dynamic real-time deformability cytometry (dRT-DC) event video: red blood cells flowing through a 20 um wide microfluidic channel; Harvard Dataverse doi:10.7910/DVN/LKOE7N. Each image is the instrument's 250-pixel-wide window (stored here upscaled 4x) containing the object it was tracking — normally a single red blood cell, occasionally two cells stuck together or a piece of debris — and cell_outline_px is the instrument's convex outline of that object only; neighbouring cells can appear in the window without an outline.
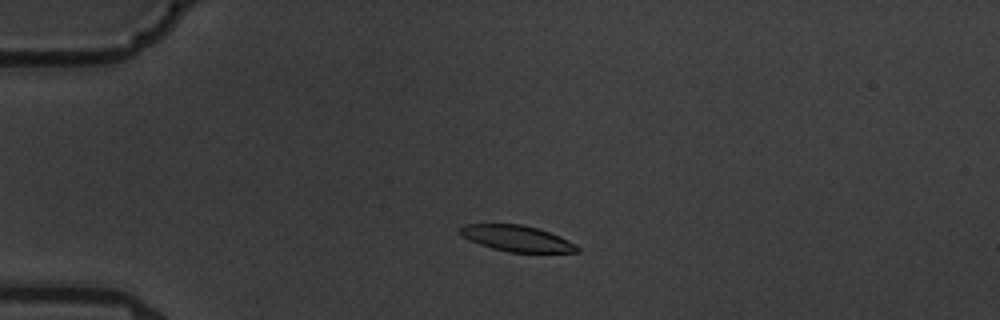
{"species": "common noctule bat (a hibernating species)", "species_latin": "Nyctalus noctula", "temperature_condition": "warm", "stored_images_in_passage": 4, "camera_frame_rate_fps": 3000, "um_per_image_px": 0.085, "animal": {"sex": "male", "body_mass_g": 19.5, "forearm_length_mm": 54.6}, "frame": {"image": 1, "passage_image": 3, "time_ms": 2.0, "image_size_px": [1000, 320], "cell_outline_px": [[580, 252], [508, 252], [492, 248], [468, 240], [456, 232], [464, 224], [520, 224], [536, 228], [560, 236], [568, 240], [580, 248]], "centroid_in_image_um": [43.89, 20.26], "position_along_channel_um": 41.1, "area_um2": 17.69}}